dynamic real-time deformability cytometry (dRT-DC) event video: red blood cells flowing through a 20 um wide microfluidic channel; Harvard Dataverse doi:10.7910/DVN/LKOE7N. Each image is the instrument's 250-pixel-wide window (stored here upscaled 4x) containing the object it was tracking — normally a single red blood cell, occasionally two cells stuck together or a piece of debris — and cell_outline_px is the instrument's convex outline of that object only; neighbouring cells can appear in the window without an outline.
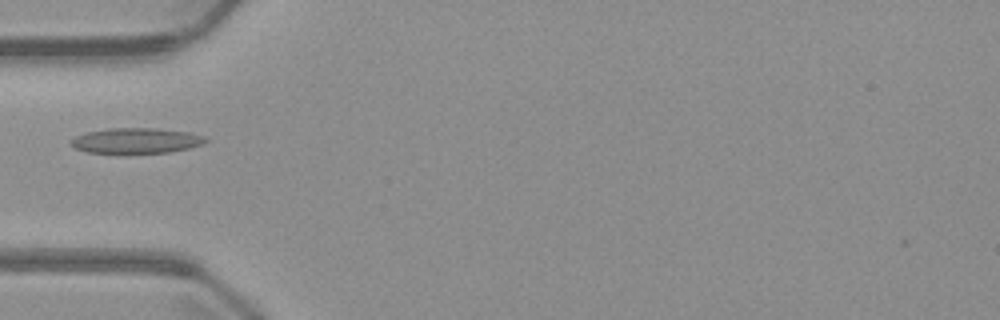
{"species": "common noctule bat (a hibernating species)", "species_latin": "Nyctalus noctula", "temperature_condition": "warm", "stored_images_in_passage": 5, "camera_frame_rate_fps": 3000, "um_per_image_px": 0.085, "animal": {"sex": "male", "body_mass_g": 23.1, "forearm_length_mm": 52.7}, "frame": {"image": 1, "passage_image": 4, "time_ms": 4.667, "image_size_px": [1000, 320], "cell_outline_px": [[208, 140], [204, 144], [188, 148], [168, 152], [120, 156], [88, 152], [76, 148], [68, 140], [76, 136], [88, 132], [108, 128], [156, 128], [188, 132], [204, 136]], "centroid_in_image_um": [11.54, 12.0], "position_along_channel_um": 73.5, "area_um2": 20.69}}
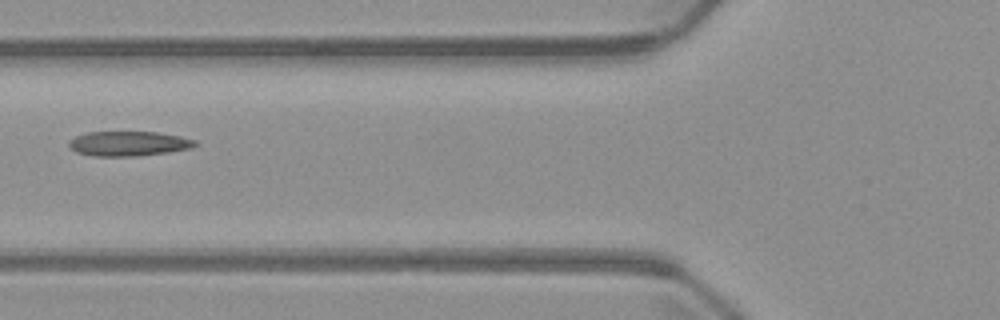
{"frame": {"image": 2, "passage_image": 5, "time_ms": 5.667, "image_size_px": [1000, 320], "cell_outline_px": [[200, 144], [192, 148], [168, 152], [140, 156], [96, 156], [76, 152], [68, 144], [68, 140], [76, 136], [88, 132], [156, 132], [180, 136], [196, 140]], "centroid_in_image_um": [10.97, 12.21], "position_along_channel_um": 114.8, "area_um2": 18.26}}